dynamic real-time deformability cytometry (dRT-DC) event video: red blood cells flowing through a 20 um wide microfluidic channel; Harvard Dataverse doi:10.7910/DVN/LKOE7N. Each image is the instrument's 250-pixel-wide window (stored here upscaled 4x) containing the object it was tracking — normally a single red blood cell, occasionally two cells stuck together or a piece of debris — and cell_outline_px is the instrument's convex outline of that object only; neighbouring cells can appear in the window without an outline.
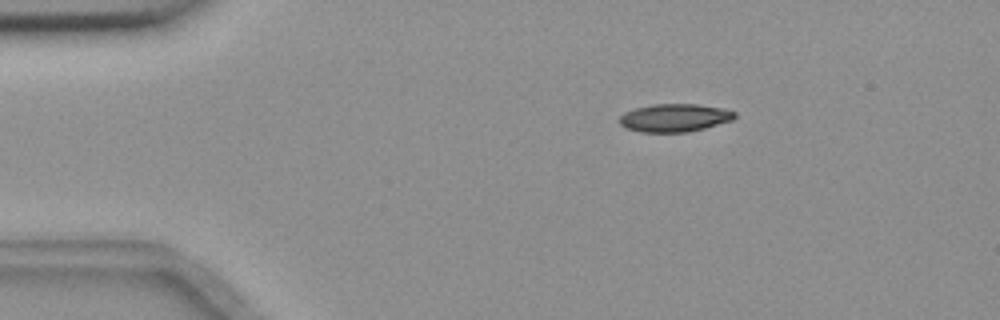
{"species": "common noctule bat (a hibernating species)", "species_latin": "Nyctalus noctula", "temperature_condition": "room temperature", "stored_images_in_passage": 7, "camera_frame_rate_fps": 3000, "um_per_image_px": 0.085, "animal": {"sex": "female", "body_mass_g": 18.4}, "frame": {"image": 1, "passage_image": 1, "time_ms": 0.0, "image_size_px": [1000, 320], "cell_outline_px": [[736, 116], [732, 120], [704, 128], [688, 132], [640, 132], [624, 128], [616, 120], [624, 112], [636, 108], [652, 104], [696, 104], [724, 108], [736, 112]], "centroid_in_image_um": [57.3, 10.01], "position_along_channel_um": 27.7, "area_um2": 18.96}}